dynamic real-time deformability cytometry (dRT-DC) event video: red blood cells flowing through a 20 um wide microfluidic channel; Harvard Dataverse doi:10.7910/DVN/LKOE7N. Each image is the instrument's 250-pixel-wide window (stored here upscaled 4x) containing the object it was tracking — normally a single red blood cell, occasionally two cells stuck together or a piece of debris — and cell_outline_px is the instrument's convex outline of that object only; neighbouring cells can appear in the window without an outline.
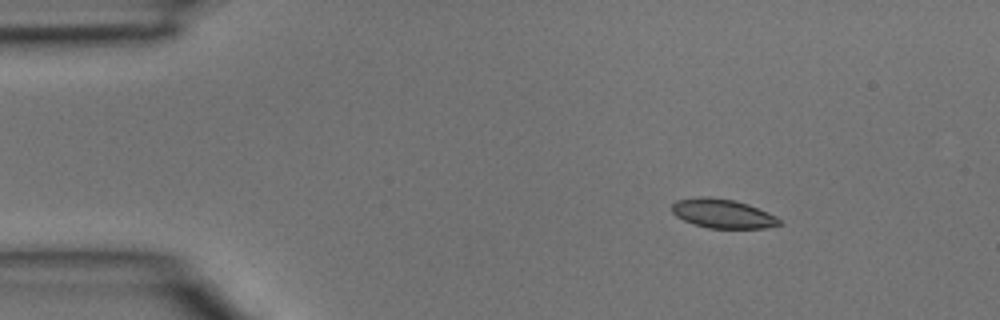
{"species": "common noctule bat (a hibernating species)", "species_latin": "Nyctalus noctula", "temperature_condition": "room temperature", "stored_images_in_passage": 4, "camera_frame_rate_fps": 3000, "um_per_image_px": 0.085, "animal": {"sex": "male", "body_mass_g": 15.6}, "frame": {"image": 1, "passage_image": 2, "time_ms": 0.333, "image_size_px": [1000, 320], "cell_outline_px": [[784, 224], [764, 228], [708, 228], [692, 224], [676, 216], [672, 212], [672, 204], [676, 200], [700, 196], [712, 196], [736, 200], [748, 204], [768, 212], [776, 216]], "centroid_in_image_um": [61.43, 18.14], "position_along_channel_um": 23.6, "area_um2": 18.5}}
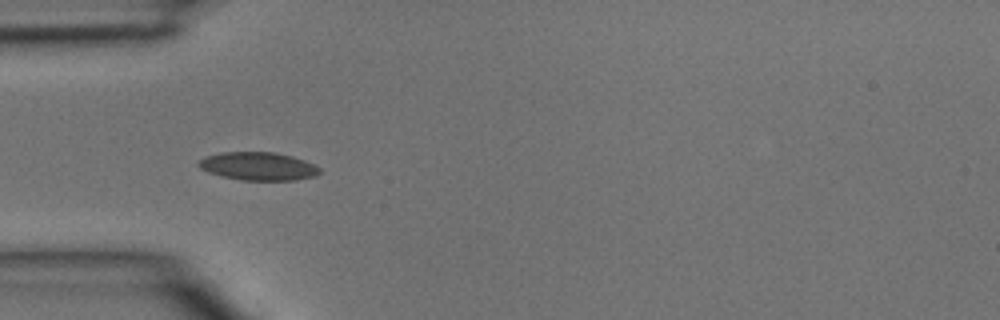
{"frame": {"image": 2, "passage_image": 4, "time_ms": 1.0, "image_size_px": [1000, 320], "cell_outline_px": [[320, 172], [316, 176], [296, 180], [240, 180], [220, 176], [208, 172], [200, 168], [196, 164], [204, 156], [220, 152], [272, 152], [292, 156], [304, 160], [320, 168]], "centroid_in_image_um": [21.91, 14.13], "position_along_channel_um": 63.1, "area_um2": 19.94}}